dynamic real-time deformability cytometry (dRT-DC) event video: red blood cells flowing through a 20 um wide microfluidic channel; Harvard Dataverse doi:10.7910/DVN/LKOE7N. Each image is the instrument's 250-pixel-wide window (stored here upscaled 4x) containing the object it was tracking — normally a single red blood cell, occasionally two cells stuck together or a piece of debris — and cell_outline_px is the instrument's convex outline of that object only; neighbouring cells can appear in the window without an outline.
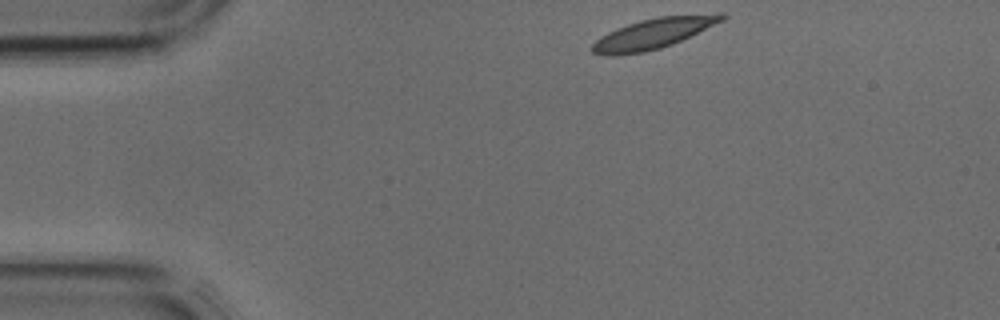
{"species": "common noctule bat (a hibernating species)", "species_latin": "Nyctalus noctula", "temperature_condition": "cold", "stored_images_in_passage": 36, "camera_frame_rate_fps": 3000, "um_per_image_px": 0.085, "animal": {"sex": "male", "body_mass_g": 17.9, "forearm_length_mm": 54.2}, "frame": {"image": 1, "passage_image": 1, "time_ms": 0.0, "image_size_px": [1000, 320], "cell_outline_px": [[728, 16], [724, 20], [672, 44], [660, 48], [644, 52], [616, 56], [604, 56], [592, 52], [592, 44], [600, 36], [616, 28], [640, 20], [660, 16], [720, 12], [724, 12]], "centroid_in_image_um": [55.55, 2.83], "position_along_channel_um": 29.5, "area_um2": 23.18}}
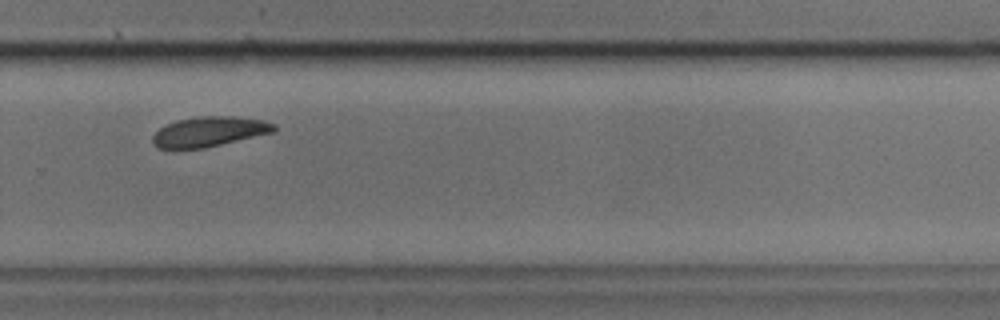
{"frame": {"image": 2, "passage_image": 23, "time_ms": 7.333, "image_size_px": [1000, 320], "cell_outline_px": [[276, 132], [204, 148], [172, 152], [156, 148], [152, 144], [152, 136], [160, 128], [176, 120], [200, 116], [232, 116], [264, 120], [276, 124]], "centroid_in_image_um": [17.73, 11.23], "position_along_channel_um": 312.1, "area_um2": 21.96}}
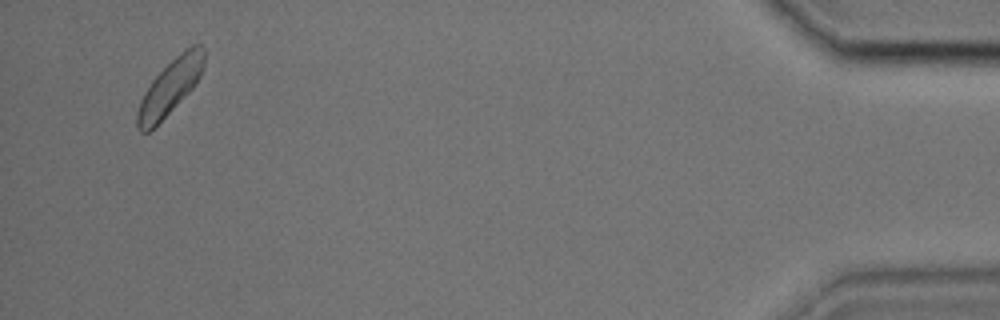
{"frame": {"image": 3, "passage_image": 35, "time_ms": 11.333, "image_size_px": [1000, 320], "cell_outline_px": [[204, 64], [200, 76], [192, 88], [148, 132], [140, 132], [136, 128], [136, 116], [140, 100], [144, 92], [152, 80], [180, 52], [192, 44], [200, 44], [204, 48]], "centroid_in_image_um": [14.44, 7.38], "position_along_channel_um": 420.8, "area_um2": 20.87}}